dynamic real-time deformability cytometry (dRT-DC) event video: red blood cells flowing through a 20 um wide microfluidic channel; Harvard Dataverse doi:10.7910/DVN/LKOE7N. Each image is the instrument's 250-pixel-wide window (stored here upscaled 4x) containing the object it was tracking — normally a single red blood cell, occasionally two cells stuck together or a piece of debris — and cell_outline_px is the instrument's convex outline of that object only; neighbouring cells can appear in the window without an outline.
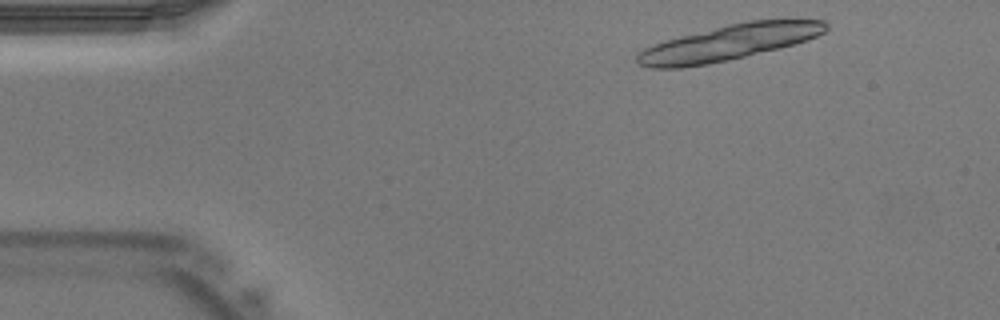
{"species": "Egyptian fruit bat (a non-hibernating species)", "species_latin": "Rousettus aegyptiacus", "temperature_condition": "warm", "stored_images_in_passage": 9, "camera_frame_rate_fps": 3000, "um_per_image_px": 0.085, "animal": {"sex": "male"}, "frame": {"image": 1, "passage_image": 2, "time_ms": 0.333, "image_size_px": [1000, 320], "cell_outline_px": [[828, 28], [824, 32], [816, 36], [780, 48], [728, 60], [708, 64], [680, 68], [652, 68], [640, 64], [636, 60], [636, 52], [652, 44], [680, 36], [728, 24], [748, 20], [824, 20], [828, 24]], "centroid_in_image_um": [61.9, 3.62], "position_along_channel_um": 23.1, "area_um2": 38.78}}